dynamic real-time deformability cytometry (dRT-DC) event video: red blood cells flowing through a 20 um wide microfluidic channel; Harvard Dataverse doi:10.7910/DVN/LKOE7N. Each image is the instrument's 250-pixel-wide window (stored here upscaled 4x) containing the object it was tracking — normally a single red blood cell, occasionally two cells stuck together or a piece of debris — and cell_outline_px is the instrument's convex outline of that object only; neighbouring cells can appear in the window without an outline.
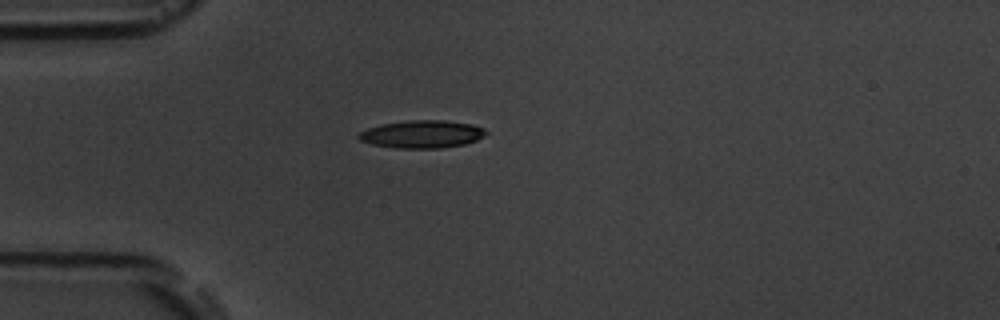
{"species": "common noctule bat (a hibernating species)", "species_latin": "Nyctalus noctula", "temperature_condition": "room temperature", "stored_images_in_passage": 1, "camera_frame_rate_fps": 3000, "um_per_image_px": 0.085, "animal": {"sex": "male", "body_mass_g": 19.5, "forearm_length_mm": 54.6}, "frame": {"image": 1, "passage_image": 1, "time_ms": 0.0, "image_size_px": [1000, 320], "cell_outline_px": [[488, 132], [484, 136], [476, 140], [464, 144], [440, 148], [396, 148], [372, 144], [360, 140], [356, 136], [360, 132], [368, 128], [380, 124], [408, 120], [444, 120], [472, 124], [484, 128]], "centroid_in_image_um": [35.87, 11.4], "position_along_channel_um": 49.1, "area_um2": 20.58}}